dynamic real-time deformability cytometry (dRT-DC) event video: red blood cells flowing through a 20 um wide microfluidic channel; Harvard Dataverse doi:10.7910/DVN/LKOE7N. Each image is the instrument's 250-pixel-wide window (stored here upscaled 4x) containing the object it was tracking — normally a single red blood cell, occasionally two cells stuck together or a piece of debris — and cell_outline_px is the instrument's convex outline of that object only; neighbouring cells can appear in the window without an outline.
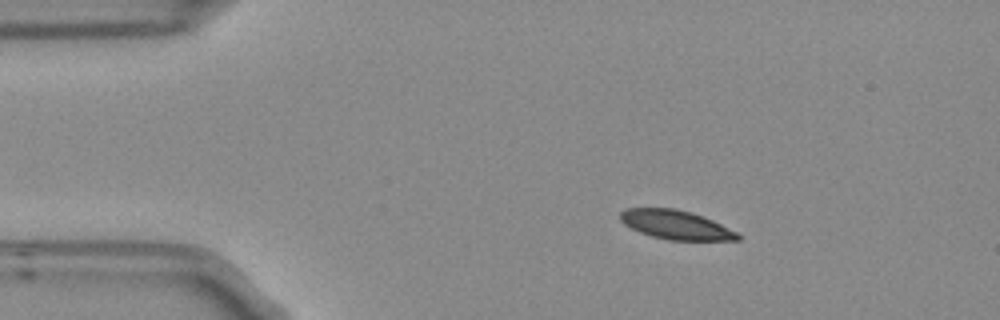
{"species": "Egyptian fruit bat (a non-hibernating species)", "species_latin": "Rousettus aegyptiacus", "temperature_condition": "room temperature", "stored_images_in_passage": 4, "camera_frame_rate_fps": 3000, "um_per_image_px": 0.085, "frame": {"image": 1, "passage_image": 2, "time_ms": 0.333, "image_size_px": [1000, 320], "cell_outline_px": [[740, 240], [668, 240], [652, 236], [640, 232], [624, 224], [620, 220], [620, 212], [624, 208], [676, 208], [692, 212], [704, 216], [736, 232], [740, 236]], "centroid_in_image_um": [57.42, 19.1], "position_along_channel_um": 27.6, "area_um2": 19.83}}